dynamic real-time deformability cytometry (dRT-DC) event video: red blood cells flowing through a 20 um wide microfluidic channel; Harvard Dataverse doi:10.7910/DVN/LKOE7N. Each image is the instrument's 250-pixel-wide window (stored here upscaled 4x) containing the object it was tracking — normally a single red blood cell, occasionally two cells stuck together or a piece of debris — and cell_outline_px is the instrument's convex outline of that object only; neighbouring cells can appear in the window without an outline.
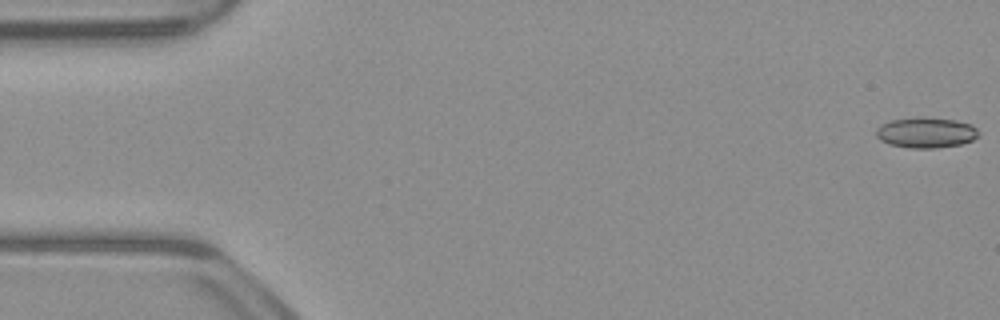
{"species": "common noctule bat (a hibernating species)", "species_latin": "Nyctalus noctula", "temperature_condition": "warm", "stored_images_in_passage": 53, "camera_frame_rate_fps": 3000, "um_per_image_px": 0.085, "animal": {"sex": "male", "body_mass_g": 23.1, "forearm_length_mm": 52.7}, "frame": {"image": 1, "passage_image": 1, "time_ms": 0.0, "image_size_px": [1000, 320], "cell_outline_px": [[980, 136], [972, 140], [960, 144], [936, 148], [908, 148], [888, 144], [880, 140], [876, 136], [876, 128], [880, 124], [892, 120], [916, 116], [924, 116], [956, 120], [972, 124], [980, 132]], "centroid_in_image_um": [78.71, 11.25], "position_along_channel_um": 6.3, "area_um2": 18.67}}
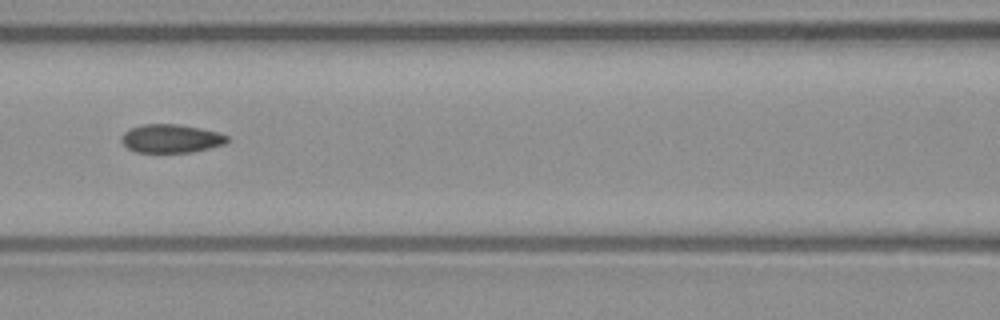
{"frame": {"image": 2, "passage_image": 23, "time_ms": 7.333, "image_size_px": [1000, 320], "cell_outline_px": [[228, 140], [224, 144], [192, 152], [136, 152], [128, 148], [120, 140], [120, 136], [124, 132], [140, 124], [180, 124], [220, 132], [228, 136]], "centroid_in_image_um": [14.53, 11.76], "position_along_channel_um": 152.1, "area_um2": 17.57}}
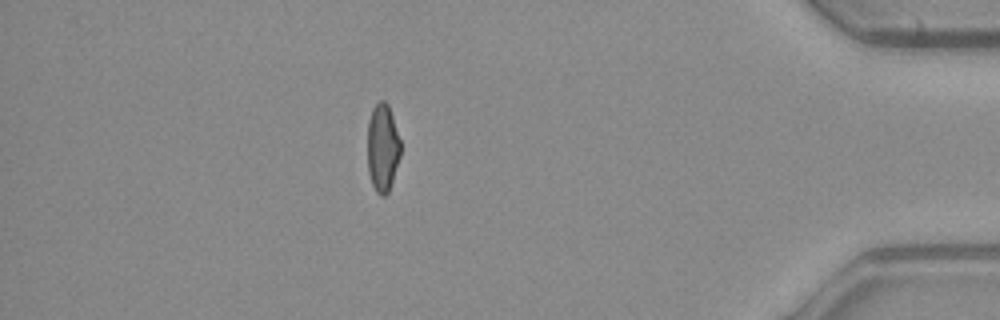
{"frame": {"image": 3, "passage_image": 46, "time_ms": 15.0, "image_size_px": [1000, 320], "cell_outline_px": [[400, 156], [388, 192], [384, 196], [380, 196], [376, 192], [372, 184], [368, 172], [368, 120], [372, 108], [380, 100], [384, 100], [388, 104], [400, 140]], "centroid_in_image_um": [32.51, 12.55], "position_along_channel_um": 402.7, "area_um2": 16.82}, "authors_computed_cell_mechanics": {"area_um2": 18.0336, "velocity_mm_per_s": 3.9293, "shape_relaxation_time_tau1_ms": null, "shape_relaxation_time_tau2_ms": 2.5834, "deformation_change_tau1": null, "deformation_change_tau2": 0.0777}}